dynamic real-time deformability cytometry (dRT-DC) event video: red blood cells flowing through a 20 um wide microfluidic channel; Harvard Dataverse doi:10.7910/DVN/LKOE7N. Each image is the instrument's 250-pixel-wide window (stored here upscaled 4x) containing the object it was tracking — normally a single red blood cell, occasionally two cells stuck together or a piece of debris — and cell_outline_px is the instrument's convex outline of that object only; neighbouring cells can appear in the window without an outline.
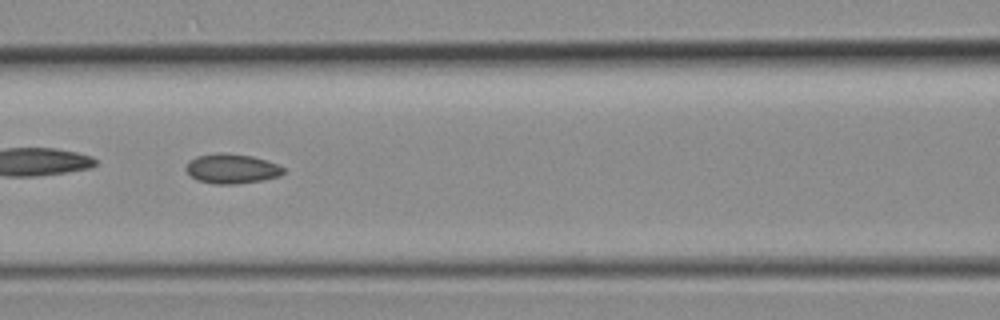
{"species": "common noctule bat (a hibernating species)", "species_latin": "Nyctalus noctula", "temperature_condition": "room temperature", "stored_images_in_passage": 28, "camera_frame_rate_fps": 3000, "um_per_image_px": 0.085, "animal": {"sex": "female", "body_mass_g": 19.3, "forearm_length_mm": 54.1}, "frame": {"image": 1, "passage_image": 5, "time_ms": 1.333, "image_size_px": [1000, 320], "cell_outline_px": [[284, 172], [280, 176], [264, 180], [236, 184], [216, 184], [196, 180], [184, 168], [188, 160], [196, 156], [216, 152], [224, 152], [252, 156], [276, 164], [284, 168]], "centroid_in_image_um": [19.66, 14.33], "position_along_channel_um": 146.9, "area_um2": 16.99}}